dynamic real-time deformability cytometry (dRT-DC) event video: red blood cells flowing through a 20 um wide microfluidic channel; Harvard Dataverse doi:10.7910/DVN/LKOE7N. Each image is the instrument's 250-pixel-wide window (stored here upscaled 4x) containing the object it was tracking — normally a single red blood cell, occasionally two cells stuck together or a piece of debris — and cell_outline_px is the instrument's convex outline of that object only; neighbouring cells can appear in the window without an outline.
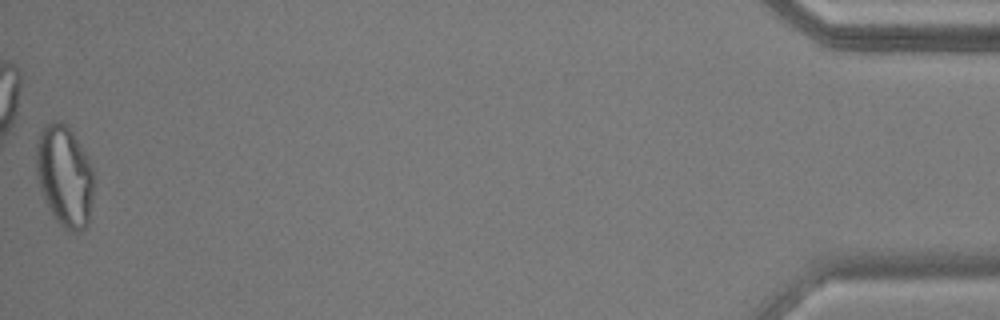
{"species": "common noctule bat (a hibernating species)", "species_latin": "Nyctalus noctula", "temperature_condition": "warm", "stored_images_in_passage": 44, "camera_frame_rate_fps": 3000, "um_per_image_px": 0.085, "animal": {"sex": "male", "body_mass_g": 17.9, "forearm_length_mm": 54.2}, "frame": {"image": 1, "passage_image": 44, "time_ms": 14.333, "image_size_px": [1000, 320], "cell_outline_px": [[92, 200], [88, 224], [80, 232], [72, 232], [64, 228], [52, 216], [44, 200], [40, 188], [36, 172], [36, 144], [40, 132], [44, 124], [64, 124], [72, 132], [92, 168]], "centroid_in_image_um": [5.46, 15.03], "position_along_channel_um": 429.7, "area_um2": 33.41}, "authors_computed_cell_mechanics": {"area_um2": 25.9811, "velocity_mm_per_s": 3.7667, "shape_relaxation_time_tau1_ms": null, "shape_relaxation_time_tau2_ms": 2.0179, "deformation_change_tau1": null, "deformation_change_tau2": 0.0853}}